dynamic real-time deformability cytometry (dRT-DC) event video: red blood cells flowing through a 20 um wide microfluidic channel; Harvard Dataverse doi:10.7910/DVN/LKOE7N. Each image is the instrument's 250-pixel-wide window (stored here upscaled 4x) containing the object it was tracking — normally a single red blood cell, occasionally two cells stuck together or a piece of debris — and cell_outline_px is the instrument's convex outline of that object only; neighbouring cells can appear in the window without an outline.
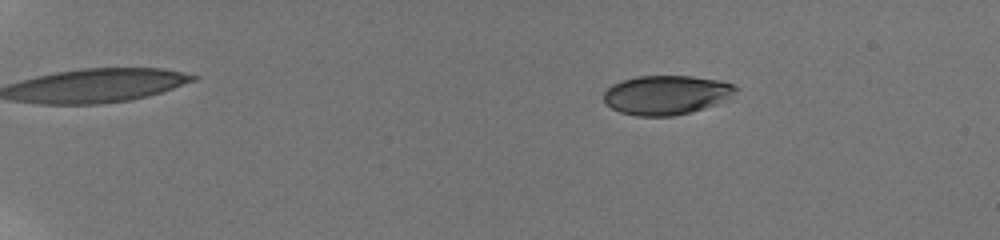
{"species": "human", "species_latin": "Homo sapiens", "temperature_condition": "room temperature", "stored_images_in_passage": 50, "camera_frame_rate_fps": 3000, "um_per_image_px": 0.085, "donor": {"sex": "male"}, "frame": {"image": 1, "passage_image": 3, "time_ms": 1.667, "image_size_px": [1000, 240], "cell_outline_px": [[740, 88], [732, 100], [704, 108], [672, 116], [636, 116], [620, 112], [612, 108], [604, 100], [604, 92], [612, 84], [620, 80], [636, 76], [692, 76], [720, 80], [732, 84]], "centroid_in_image_um": [56.71, 8.06], "position_along_channel_um": 28.3, "area_um2": 30.63}}
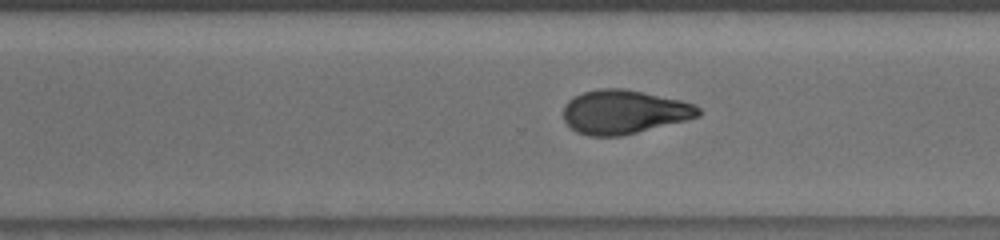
{"frame": {"image": 2, "passage_image": 34, "time_ms": 12.667, "image_size_px": [1000, 240], "cell_outline_px": [[704, 112], [700, 116], [688, 120], [620, 136], [588, 136], [576, 132], [564, 120], [564, 104], [568, 100], [584, 92], [600, 88], [624, 88], [680, 100], [696, 104]], "centroid_in_image_um": [53.07, 9.51], "position_along_channel_um": 317.5, "area_um2": 34.62}}
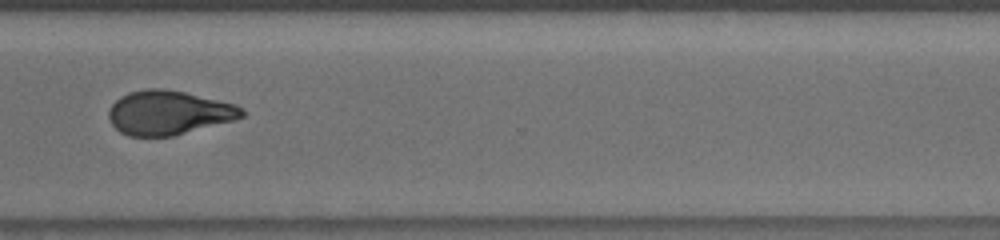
{"frame": {"image": 3, "passage_image": 37, "time_ms": 13.667, "image_size_px": [1000, 240], "cell_outline_px": [[244, 116], [236, 120], [172, 136], [128, 136], [120, 132], [112, 124], [108, 116], [108, 112], [112, 104], [120, 96], [128, 92], [148, 88], [160, 88], [184, 92], [236, 104], [244, 108]], "centroid_in_image_um": [14.34, 9.58], "position_along_channel_um": 356.3, "area_um2": 34.33}, "authors_computed_cell_mechanics": {"area_um2": 34.5066, "velocity_mm_per_s": 3.8448, "shape_relaxation_time_tau1_ms": 5.4893, "shape_relaxation_time_tau2_ms": 2.7688, "deformation_change_tau1": 0.1722, "deformation_change_tau2": 0.0751}}